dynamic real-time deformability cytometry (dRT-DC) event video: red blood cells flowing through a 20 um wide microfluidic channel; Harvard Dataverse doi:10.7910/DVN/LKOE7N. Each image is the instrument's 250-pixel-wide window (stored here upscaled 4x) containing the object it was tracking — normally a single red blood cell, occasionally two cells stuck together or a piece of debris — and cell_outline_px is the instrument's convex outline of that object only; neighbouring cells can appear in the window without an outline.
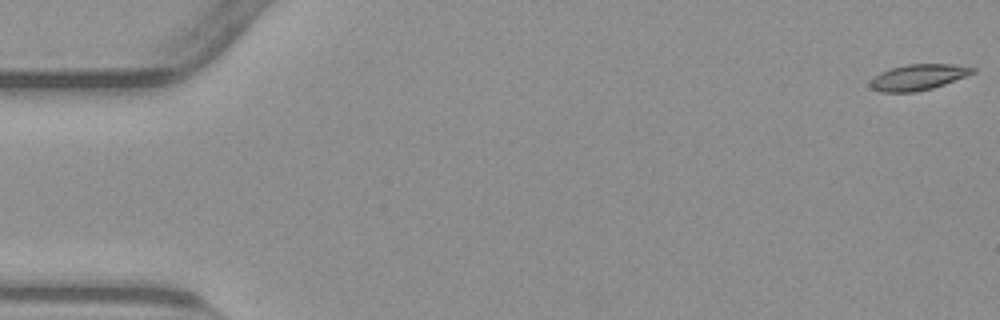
{"species": "common noctule bat (a hibernating species)", "species_latin": "Nyctalus noctula", "temperature_condition": "warm", "stored_images_in_passage": 55, "camera_frame_rate_fps": 3000, "um_per_image_px": 0.085, "animal": {"sex": "male", "body_mass_g": 23.1, "forearm_length_mm": 52.7}, "frame": {"image": 1, "passage_image": 1, "time_ms": 0.0, "image_size_px": [1000, 320], "cell_outline_px": [[976, 72], [944, 84], [932, 88], [916, 92], [880, 92], [872, 88], [868, 84], [880, 72], [892, 68], [908, 64], [952, 64], [976, 68]], "centroid_in_image_um": [78.05, 6.56], "position_along_channel_um": 7.0, "area_um2": 15.26}}
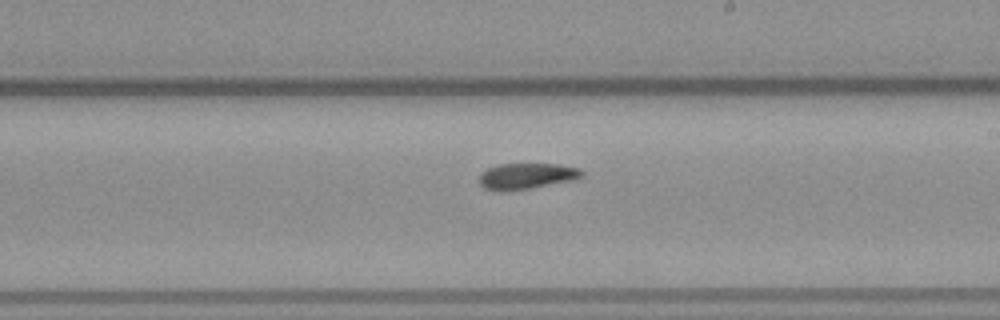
{"frame": {"image": 2, "passage_image": 32, "time_ms": 10.333, "image_size_px": [1000, 320], "cell_outline_px": [[584, 176], [572, 180], [528, 188], [504, 192], [496, 192], [484, 188], [480, 184], [480, 172], [488, 168], [500, 164], [560, 164], [580, 168], [584, 172]], "centroid_in_image_um": [44.74, 14.97], "position_along_channel_um": 244.3, "area_um2": 15.61}}
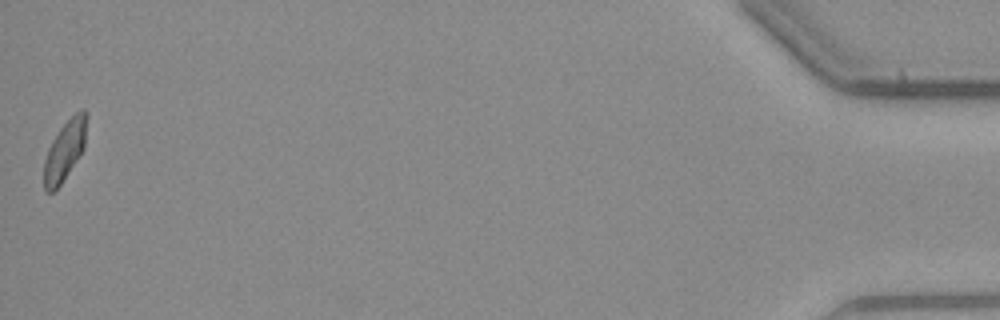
{"frame": {"image": 3, "passage_image": 55, "time_ms": 18.0, "image_size_px": [1000, 320], "cell_outline_px": [[88, 116], [84, 148], [60, 184], [52, 192], [44, 192], [44, 160], [48, 148], [52, 140], [60, 128], [80, 108], [84, 108], [88, 112]], "centroid_in_image_um": [5.52, 12.73], "position_along_channel_um": 429.7, "area_um2": 14.85}, "authors_computed_cell_mechanics": {"area_um2": 15.7216, "velocity_mm_per_s": 3.7816, "shape_relaxation_time_tau1_ms": null, "shape_relaxation_time_tau2_ms": 3.3825, "deformation_change_tau1": null, "deformation_change_tau2": 0.0881}}